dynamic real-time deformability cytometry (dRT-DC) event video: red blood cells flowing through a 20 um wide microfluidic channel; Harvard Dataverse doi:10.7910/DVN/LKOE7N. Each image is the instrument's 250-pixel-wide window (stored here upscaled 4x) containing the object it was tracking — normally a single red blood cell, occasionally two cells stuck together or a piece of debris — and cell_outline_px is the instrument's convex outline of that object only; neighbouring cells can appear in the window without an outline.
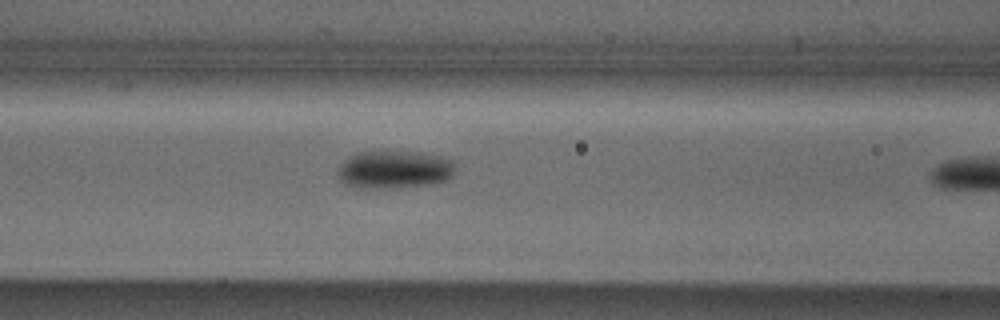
{"species": "Egyptian fruit bat (a non-hibernating species)", "species_latin": "Rousettus aegyptiacus", "temperature_condition": "cold", "stored_images_in_passage": 27, "camera_frame_rate_fps": 3000, "um_per_image_px": 0.085, "animal": {"sex": "male"}, "frame": {"image": 1, "passage_image": 16, "time_ms": 5.0, "image_size_px": [1000, 320], "cell_outline_px": [[452, 176], [448, 180], [436, 184], [344, 184], [340, 180], [340, 168], [344, 160], [360, 152], [420, 152], [440, 156], [452, 160]], "centroid_in_image_um": [33.62, 14.33], "position_along_channel_um": 133.0, "area_um2": 23.87}}